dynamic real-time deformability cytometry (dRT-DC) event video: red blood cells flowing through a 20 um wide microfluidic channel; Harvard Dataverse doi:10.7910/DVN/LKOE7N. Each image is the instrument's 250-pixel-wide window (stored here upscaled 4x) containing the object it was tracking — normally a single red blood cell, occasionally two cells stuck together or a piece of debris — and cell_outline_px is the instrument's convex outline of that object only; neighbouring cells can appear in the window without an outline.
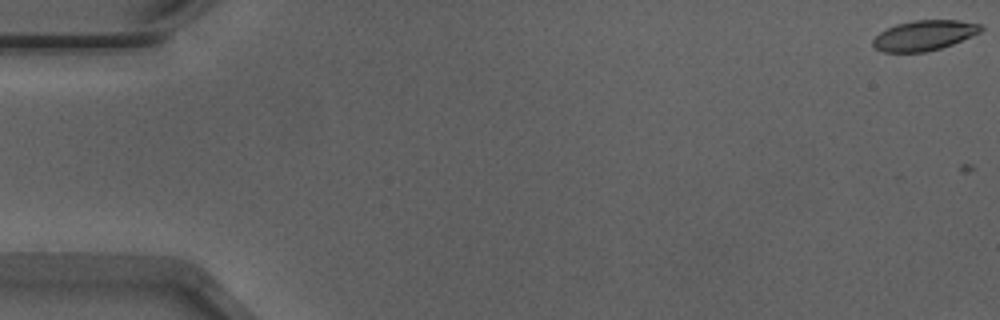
{"species": "Egyptian fruit bat (a non-hibernating species)", "species_latin": "Rousettus aegyptiacus", "temperature_condition": "warm", "stored_images_in_passage": 4, "camera_frame_rate_fps": 3000, "um_per_image_px": 0.085, "animal": {"sex": "male"}, "frame": {"image": 1, "passage_image": 1, "time_ms": 0.0, "image_size_px": [1000, 320], "cell_outline_px": [[984, 28], [980, 32], [972, 36], [952, 44], [940, 48], [924, 52], [884, 52], [876, 48], [872, 44], [872, 40], [880, 32], [896, 24], [912, 20], [956, 20], [984, 24]], "centroid_in_image_um": [78.58, 3.0], "position_along_channel_um": 6.4, "area_um2": 18.96}}